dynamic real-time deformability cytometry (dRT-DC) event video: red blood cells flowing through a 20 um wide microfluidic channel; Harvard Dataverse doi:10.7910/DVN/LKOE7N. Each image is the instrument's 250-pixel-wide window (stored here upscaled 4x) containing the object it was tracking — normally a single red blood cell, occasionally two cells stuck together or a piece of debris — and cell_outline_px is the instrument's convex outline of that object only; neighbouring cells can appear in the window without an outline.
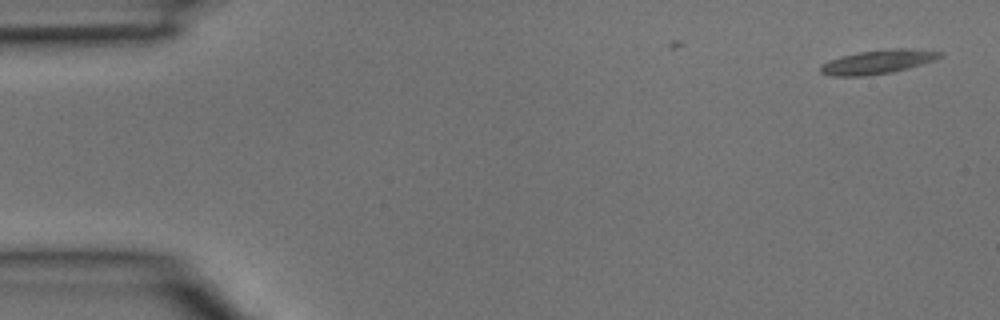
{"species": "common noctule bat (a hibernating species)", "species_latin": "Nyctalus noctula", "temperature_condition": "room temperature", "stored_images_in_passage": 3, "camera_frame_rate_fps": 3000, "um_per_image_px": 0.085, "animal": {"sex": "male", "body_mass_g": 15.6}, "frame": {"image": 1, "passage_image": 1, "time_ms": 0.0, "image_size_px": [1000, 320], "cell_outline_px": [[944, 56], [936, 60], [908, 68], [892, 72], [864, 76], [832, 76], [820, 72], [820, 68], [828, 60], [840, 56], [860, 52], [896, 48], [908, 48], [944, 52]], "centroid_in_image_um": [74.66, 5.25], "position_along_channel_um": 10.3, "area_um2": 16.65}}